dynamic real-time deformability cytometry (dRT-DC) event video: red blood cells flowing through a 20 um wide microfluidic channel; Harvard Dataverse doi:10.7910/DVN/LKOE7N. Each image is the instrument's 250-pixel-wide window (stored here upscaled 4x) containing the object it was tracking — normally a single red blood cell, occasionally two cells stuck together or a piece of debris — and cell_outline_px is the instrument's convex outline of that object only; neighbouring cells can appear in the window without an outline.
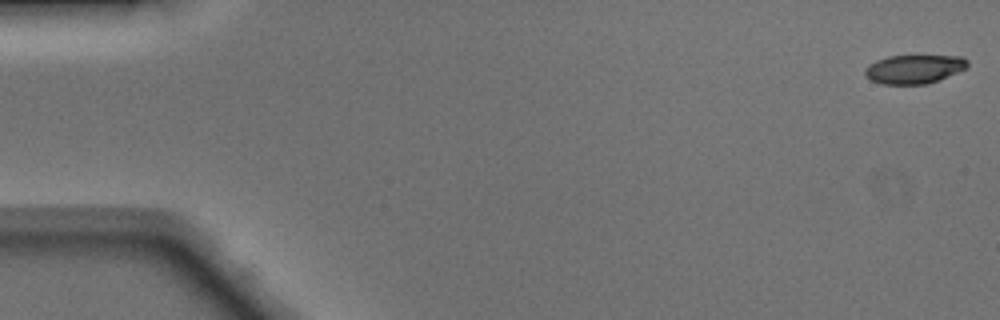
{"species": "Egyptian fruit bat (a non-hibernating species)", "species_latin": "Rousettus aegyptiacus", "temperature_condition": "warm", "stored_images_in_passage": 49, "camera_frame_rate_fps": 3000, "um_per_image_px": 0.085, "animal": {"sex": "male"}, "frame": {"image": 1, "passage_image": 1, "time_ms": 0.0, "image_size_px": [1000, 320], "cell_outline_px": [[968, 64], [964, 68], [956, 72], [936, 80], [924, 84], [880, 84], [864, 76], [864, 68], [868, 64], [876, 60], [888, 56], [916, 52], [964, 56], [968, 60]], "centroid_in_image_um": [77.68, 5.79], "position_along_channel_um": 7.3, "area_um2": 18.15}}
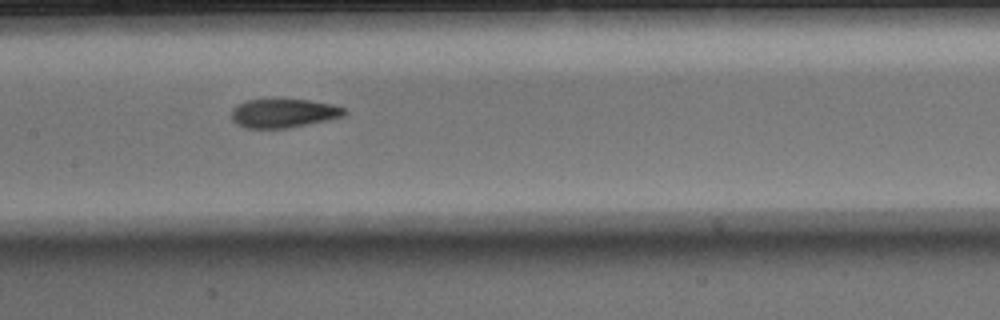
{"frame": {"image": 2, "passage_image": 24, "time_ms": 7.667, "image_size_px": [1000, 320], "cell_outline_px": [[348, 112], [344, 116], [308, 124], [288, 128], [244, 128], [236, 124], [232, 120], [232, 108], [236, 104], [248, 100], [308, 100], [332, 104], [344, 108]], "centroid_in_image_um": [24.08, 9.63], "position_along_channel_um": 183.3, "area_um2": 18.9}}
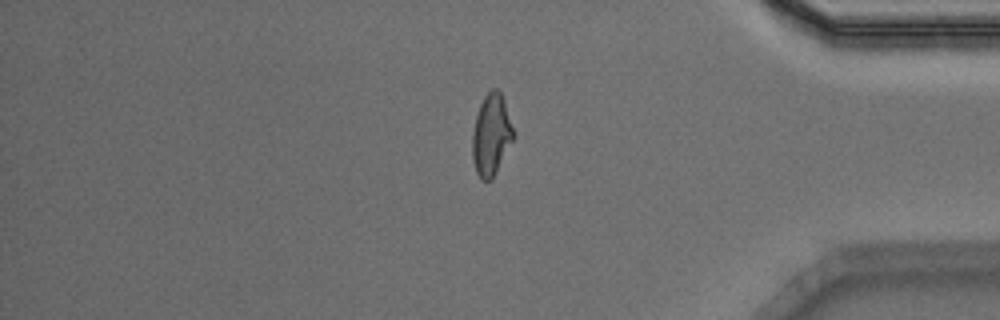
{"frame": {"image": 3, "passage_image": 41, "time_ms": 13.333, "image_size_px": [1000, 320], "cell_outline_px": [[516, 136], [492, 180], [480, 180], [476, 172], [472, 160], [472, 132], [476, 116], [480, 104], [484, 96], [492, 88], [496, 88], [500, 92], [504, 100]], "centroid_in_image_um": [41.76, 11.49], "position_along_channel_um": 393.4, "area_um2": 19.77}, "authors_computed_cell_mechanics": {"area_um2": 19.2474, "velocity_mm_per_s": 4.1568, "shape_relaxation_time_tau1_ms": 7.53, "shape_relaxation_time_tau2_ms": 1.9415, "deformation_change_tau1": 0.2528, "deformation_change_tau2": 0.1003}}